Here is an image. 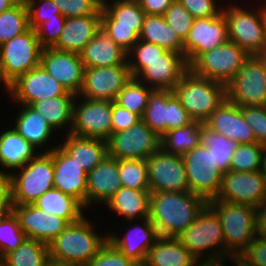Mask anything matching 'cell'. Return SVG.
<instances>
[{"label":"cell","instance_id":"obj_1","mask_svg":"<svg viewBox=\"0 0 266 266\" xmlns=\"http://www.w3.org/2000/svg\"><path fill=\"white\" fill-rule=\"evenodd\" d=\"M207 204L191 191L153 192L150 193L149 219L159 237L178 238Z\"/></svg>","mask_w":266,"mask_h":266},{"label":"cell","instance_id":"obj_2","mask_svg":"<svg viewBox=\"0 0 266 266\" xmlns=\"http://www.w3.org/2000/svg\"><path fill=\"white\" fill-rule=\"evenodd\" d=\"M91 222L83 216L71 223L48 246L49 258L59 261L88 266L99 250L107 243L108 235L100 236Z\"/></svg>","mask_w":266,"mask_h":266},{"label":"cell","instance_id":"obj_3","mask_svg":"<svg viewBox=\"0 0 266 266\" xmlns=\"http://www.w3.org/2000/svg\"><path fill=\"white\" fill-rule=\"evenodd\" d=\"M208 205L218 215L225 239V260L234 262L256 237V210L248 205L212 199Z\"/></svg>","mask_w":266,"mask_h":266},{"label":"cell","instance_id":"obj_4","mask_svg":"<svg viewBox=\"0 0 266 266\" xmlns=\"http://www.w3.org/2000/svg\"><path fill=\"white\" fill-rule=\"evenodd\" d=\"M20 172L8 173L11 205H28L46 191L54 188L53 147L18 168Z\"/></svg>","mask_w":266,"mask_h":266},{"label":"cell","instance_id":"obj_5","mask_svg":"<svg viewBox=\"0 0 266 266\" xmlns=\"http://www.w3.org/2000/svg\"><path fill=\"white\" fill-rule=\"evenodd\" d=\"M173 93L194 121L204 123L226 99V85L197 76L189 69Z\"/></svg>","mask_w":266,"mask_h":266},{"label":"cell","instance_id":"obj_6","mask_svg":"<svg viewBox=\"0 0 266 266\" xmlns=\"http://www.w3.org/2000/svg\"><path fill=\"white\" fill-rule=\"evenodd\" d=\"M197 259L203 257L205 250H212L203 260H225V239L220 219L216 212L207 204L198 214L195 222L191 224L177 238ZM220 246V247H219ZM220 250V251H219Z\"/></svg>","mask_w":266,"mask_h":266},{"label":"cell","instance_id":"obj_7","mask_svg":"<svg viewBox=\"0 0 266 266\" xmlns=\"http://www.w3.org/2000/svg\"><path fill=\"white\" fill-rule=\"evenodd\" d=\"M43 47L36 30L29 29L0 46L4 81L10 85L18 77L40 65Z\"/></svg>","mask_w":266,"mask_h":266},{"label":"cell","instance_id":"obj_8","mask_svg":"<svg viewBox=\"0 0 266 266\" xmlns=\"http://www.w3.org/2000/svg\"><path fill=\"white\" fill-rule=\"evenodd\" d=\"M127 62L132 77L144 84L147 83V86L153 90L173 91L182 76L189 70L184 55L170 50L154 61L128 60Z\"/></svg>","mask_w":266,"mask_h":266},{"label":"cell","instance_id":"obj_9","mask_svg":"<svg viewBox=\"0 0 266 266\" xmlns=\"http://www.w3.org/2000/svg\"><path fill=\"white\" fill-rule=\"evenodd\" d=\"M241 47L231 41L202 53L189 69L197 76L227 85L249 57Z\"/></svg>","mask_w":266,"mask_h":266},{"label":"cell","instance_id":"obj_10","mask_svg":"<svg viewBox=\"0 0 266 266\" xmlns=\"http://www.w3.org/2000/svg\"><path fill=\"white\" fill-rule=\"evenodd\" d=\"M226 99L242 106H266V73L257 55H250L226 85Z\"/></svg>","mask_w":266,"mask_h":266},{"label":"cell","instance_id":"obj_11","mask_svg":"<svg viewBox=\"0 0 266 266\" xmlns=\"http://www.w3.org/2000/svg\"><path fill=\"white\" fill-rule=\"evenodd\" d=\"M182 157L190 191L207 202L215 199L220 191L223 172L214 162L211 152L201 142Z\"/></svg>","mask_w":266,"mask_h":266},{"label":"cell","instance_id":"obj_12","mask_svg":"<svg viewBox=\"0 0 266 266\" xmlns=\"http://www.w3.org/2000/svg\"><path fill=\"white\" fill-rule=\"evenodd\" d=\"M141 119L160 137L169 130L185 127L194 121L170 90H153Z\"/></svg>","mask_w":266,"mask_h":266},{"label":"cell","instance_id":"obj_13","mask_svg":"<svg viewBox=\"0 0 266 266\" xmlns=\"http://www.w3.org/2000/svg\"><path fill=\"white\" fill-rule=\"evenodd\" d=\"M228 6V9H222L227 22L228 40L248 55H258L266 49V34L258 11H248L234 4Z\"/></svg>","mask_w":266,"mask_h":266},{"label":"cell","instance_id":"obj_14","mask_svg":"<svg viewBox=\"0 0 266 266\" xmlns=\"http://www.w3.org/2000/svg\"><path fill=\"white\" fill-rule=\"evenodd\" d=\"M146 163L151 193L190 191L182 155L168 153L160 147Z\"/></svg>","mask_w":266,"mask_h":266},{"label":"cell","instance_id":"obj_15","mask_svg":"<svg viewBox=\"0 0 266 266\" xmlns=\"http://www.w3.org/2000/svg\"><path fill=\"white\" fill-rule=\"evenodd\" d=\"M160 139L141 120L126 130L110 135L107 140L108 155L118 160H146L161 147Z\"/></svg>","mask_w":266,"mask_h":266},{"label":"cell","instance_id":"obj_16","mask_svg":"<svg viewBox=\"0 0 266 266\" xmlns=\"http://www.w3.org/2000/svg\"><path fill=\"white\" fill-rule=\"evenodd\" d=\"M76 99L70 134L107 141L112 134V101L83 98L78 104Z\"/></svg>","mask_w":266,"mask_h":266},{"label":"cell","instance_id":"obj_17","mask_svg":"<svg viewBox=\"0 0 266 266\" xmlns=\"http://www.w3.org/2000/svg\"><path fill=\"white\" fill-rule=\"evenodd\" d=\"M131 78L128 62L116 66L85 68L83 85L77 98L81 96L86 99L113 102Z\"/></svg>","mask_w":266,"mask_h":266},{"label":"cell","instance_id":"obj_18","mask_svg":"<svg viewBox=\"0 0 266 266\" xmlns=\"http://www.w3.org/2000/svg\"><path fill=\"white\" fill-rule=\"evenodd\" d=\"M215 199L255 208L266 199V178L261 171L223 172L220 191Z\"/></svg>","mask_w":266,"mask_h":266},{"label":"cell","instance_id":"obj_19","mask_svg":"<svg viewBox=\"0 0 266 266\" xmlns=\"http://www.w3.org/2000/svg\"><path fill=\"white\" fill-rule=\"evenodd\" d=\"M20 105H31L36 101L49 99L61 95H74L41 65L18 77L9 85L7 90Z\"/></svg>","mask_w":266,"mask_h":266},{"label":"cell","instance_id":"obj_20","mask_svg":"<svg viewBox=\"0 0 266 266\" xmlns=\"http://www.w3.org/2000/svg\"><path fill=\"white\" fill-rule=\"evenodd\" d=\"M227 41V22L223 13L216 17L194 19L188 36L183 42V55L188 66L202 53Z\"/></svg>","mask_w":266,"mask_h":266},{"label":"cell","instance_id":"obj_21","mask_svg":"<svg viewBox=\"0 0 266 266\" xmlns=\"http://www.w3.org/2000/svg\"><path fill=\"white\" fill-rule=\"evenodd\" d=\"M40 65L54 77L67 92L78 96L84 77V64L78 53L43 48Z\"/></svg>","mask_w":266,"mask_h":266},{"label":"cell","instance_id":"obj_22","mask_svg":"<svg viewBox=\"0 0 266 266\" xmlns=\"http://www.w3.org/2000/svg\"><path fill=\"white\" fill-rule=\"evenodd\" d=\"M21 230L27 238L38 240L49 245L69 223L54 214L45 213L33 204L12 205Z\"/></svg>","mask_w":266,"mask_h":266},{"label":"cell","instance_id":"obj_23","mask_svg":"<svg viewBox=\"0 0 266 266\" xmlns=\"http://www.w3.org/2000/svg\"><path fill=\"white\" fill-rule=\"evenodd\" d=\"M203 125L237 144L256 143L253 129L246 122L241 107L227 99L204 121Z\"/></svg>","mask_w":266,"mask_h":266},{"label":"cell","instance_id":"obj_24","mask_svg":"<svg viewBox=\"0 0 266 266\" xmlns=\"http://www.w3.org/2000/svg\"><path fill=\"white\" fill-rule=\"evenodd\" d=\"M54 188L78 200L86 209L87 173L59 145L53 148Z\"/></svg>","mask_w":266,"mask_h":266},{"label":"cell","instance_id":"obj_25","mask_svg":"<svg viewBox=\"0 0 266 266\" xmlns=\"http://www.w3.org/2000/svg\"><path fill=\"white\" fill-rule=\"evenodd\" d=\"M119 160L106 157L87 173L86 208L94 202L104 204L121 188Z\"/></svg>","mask_w":266,"mask_h":266},{"label":"cell","instance_id":"obj_26","mask_svg":"<svg viewBox=\"0 0 266 266\" xmlns=\"http://www.w3.org/2000/svg\"><path fill=\"white\" fill-rule=\"evenodd\" d=\"M144 221V222H143ZM142 225L135 224L123 237L108 234V241L126 257L138 263H144L149 248L159 238L156 227L149 218L142 220Z\"/></svg>","mask_w":266,"mask_h":266},{"label":"cell","instance_id":"obj_27","mask_svg":"<svg viewBox=\"0 0 266 266\" xmlns=\"http://www.w3.org/2000/svg\"><path fill=\"white\" fill-rule=\"evenodd\" d=\"M101 28V15L66 18L63 31L53 48L80 54Z\"/></svg>","mask_w":266,"mask_h":266},{"label":"cell","instance_id":"obj_28","mask_svg":"<svg viewBox=\"0 0 266 266\" xmlns=\"http://www.w3.org/2000/svg\"><path fill=\"white\" fill-rule=\"evenodd\" d=\"M85 68L116 66L127 63L128 55L100 28L80 53Z\"/></svg>","mask_w":266,"mask_h":266},{"label":"cell","instance_id":"obj_29","mask_svg":"<svg viewBox=\"0 0 266 266\" xmlns=\"http://www.w3.org/2000/svg\"><path fill=\"white\" fill-rule=\"evenodd\" d=\"M64 143L59 145L86 172H90L108 155L107 141L79 137L67 133Z\"/></svg>","mask_w":266,"mask_h":266},{"label":"cell","instance_id":"obj_30","mask_svg":"<svg viewBox=\"0 0 266 266\" xmlns=\"http://www.w3.org/2000/svg\"><path fill=\"white\" fill-rule=\"evenodd\" d=\"M112 4V5H111ZM145 11L137 1L103 0L101 27L132 28L138 35L142 30Z\"/></svg>","mask_w":266,"mask_h":266},{"label":"cell","instance_id":"obj_31","mask_svg":"<svg viewBox=\"0 0 266 266\" xmlns=\"http://www.w3.org/2000/svg\"><path fill=\"white\" fill-rule=\"evenodd\" d=\"M197 261L177 238L159 237L149 248L144 263L148 266H193Z\"/></svg>","mask_w":266,"mask_h":266},{"label":"cell","instance_id":"obj_32","mask_svg":"<svg viewBox=\"0 0 266 266\" xmlns=\"http://www.w3.org/2000/svg\"><path fill=\"white\" fill-rule=\"evenodd\" d=\"M36 149L12 127L0 134V165L9 170L21 168L38 155Z\"/></svg>","mask_w":266,"mask_h":266},{"label":"cell","instance_id":"obj_33","mask_svg":"<svg viewBox=\"0 0 266 266\" xmlns=\"http://www.w3.org/2000/svg\"><path fill=\"white\" fill-rule=\"evenodd\" d=\"M150 191L121 187L105 204L121 217L131 221L149 218ZM143 218V219H142Z\"/></svg>","mask_w":266,"mask_h":266},{"label":"cell","instance_id":"obj_34","mask_svg":"<svg viewBox=\"0 0 266 266\" xmlns=\"http://www.w3.org/2000/svg\"><path fill=\"white\" fill-rule=\"evenodd\" d=\"M139 40L183 54V41L170 28L164 16L145 13Z\"/></svg>","mask_w":266,"mask_h":266},{"label":"cell","instance_id":"obj_35","mask_svg":"<svg viewBox=\"0 0 266 266\" xmlns=\"http://www.w3.org/2000/svg\"><path fill=\"white\" fill-rule=\"evenodd\" d=\"M33 205L45 213L65 219L69 224L77 222L84 216L82 211L85 207L74 197L64 194L56 188L46 191Z\"/></svg>","mask_w":266,"mask_h":266},{"label":"cell","instance_id":"obj_36","mask_svg":"<svg viewBox=\"0 0 266 266\" xmlns=\"http://www.w3.org/2000/svg\"><path fill=\"white\" fill-rule=\"evenodd\" d=\"M13 128L35 148H41L48 142L53 128L47 123L45 117L29 105H24L14 120Z\"/></svg>","mask_w":266,"mask_h":266},{"label":"cell","instance_id":"obj_37","mask_svg":"<svg viewBox=\"0 0 266 266\" xmlns=\"http://www.w3.org/2000/svg\"><path fill=\"white\" fill-rule=\"evenodd\" d=\"M76 95H61L36 101L30 107L43 115L47 123L54 129H63L70 125V133L72 126L73 105ZM67 124V125H66Z\"/></svg>","mask_w":266,"mask_h":266},{"label":"cell","instance_id":"obj_38","mask_svg":"<svg viewBox=\"0 0 266 266\" xmlns=\"http://www.w3.org/2000/svg\"><path fill=\"white\" fill-rule=\"evenodd\" d=\"M203 122L167 131L160 139L161 148L171 154L184 155L202 142Z\"/></svg>","mask_w":266,"mask_h":266},{"label":"cell","instance_id":"obj_39","mask_svg":"<svg viewBox=\"0 0 266 266\" xmlns=\"http://www.w3.org/2000/svg\"><path fill=\"white\" fill-rule=\"evenodd\" d=\"M49 246L35 239L26 240L1 259V266H46Z\"/></svg>","mask_w":266,"mask_h":266},{"label":"cell","instance_id":"obj_40","mask_svg":"<svg viewBox=\"0 0 266 266\" xmlns=\"http://www.w3.org/2000/svg\"><path fill=\"white\" fill-rule=\"evenodd\" d=\"M30 29L24 0L0 13V46Z\"/></svg>","mask_w":266,"mask_h":266},{"label":"cell","instance_id":"obj_41","mask_svg":"<svg viewBox=\"0 0 266 266\" xmlns=\"http://www.w3.org/2000/svg\"><path fill=\"white\" fill-rule=\"evenodd\" d=\"M201 140L208 151L211 152L212 158L220 170L222 172L228 171L237 143L232 139H227L225 136L207 129L204 125L202 127Z\"/></svg>","mask_w":266,"mask_h":266},{"label":"cell","instance_id":"obj_42","mask_svg":"<svg viewBox=\"0 0 266 266\" xmlns=\"http://www.w3.org/2000/svg\"><path fill=\"white\" fill-rule=\"evenodd\" d=\"M153 89L132 77L125 87L118 93L115 102L141 118L148 104V98Z\"/></svg>","mask_w":266,"mask_h":266},{"label":"cell","instance_id":"obj_43","mask_svg":"<svg viewBox=\"0 0 266 266\" xmlns=\"http://www.w3.org/2000/svg\"><path fill=\"white\" fill-rule=\"evenodd\" d=\"M265 149V146L258 143L237 144L229 170L236 172L261 171L262 156Z\"/></svg>","mask_w":266,"mask_h":266},{"label":"cell","instance_id":"obj_44","mask_svg":"<svg viewBox=\"0 0 266 266\" xmlns=\"http://www.w3.org/2000/svg\"><path fill=\"white\" fill-rule=\"evenodd\" d=\"M119 176L122 187L150 191L146 160H119Z\"/></svg>","mask_w":266,"mask_h":266},{"label":"cell","instance_id":"obj_45","mask_svg":"<svg viewBox=\"0 0 266 266\" xmlns=\"http://www.w3.org/2000/svg\"><path fill=\"white\" fill-rule=\"evenodd\" d=\"M26 238L13 211L0 219V259L20 246Z\"/></svg>","mask_w":266,"mask_h":266},{"label":"cell","instance_id":"obj_46","mask_svg":"<svg viewBox=\"0 0 266 266\" xmlns=\"http://www.w3.org/2000/svg\"><path fill=\"white\" fill-rule=\"evenodd\" d=\"M163 16L170 28L184 42L194 21L190 12L178 0H174Z\"/></svg>","mask_w":266,"mask_h":266},{"label":"cell","instance_id":"obj_47","mask_svg":"<svg viewBox=\"0 0 266 266\" xmlns=\"http://www.w3.org/2000/svg\"><path fill=\"white\" fill-rule=\"evenodd\" d=\"M65 18L101 15L103 0H53Z\"/></svg>","mask_w":266,"mask_h":266},{"label":"cell","instance_id":"obj_48","mask_svg":"<svg viewBox=\"0 0 266 266\" xmlns=\"http://www.w3.org/2000/svg\"><path fill=\"white\" fill-rule=\"evenodd\" d=\"M37 1V2H36ZM29 19V27L36 29L40 24L51 18H65L61 15L58 6L53 0H24Z\"/></svg>","mask_w":266,"mask_h":266},{"label":"cell","instance_id":"obj_49","mask_svg":"<svg viewBox=\"0 0 266 266\" xmlns=\"http://www.w3.org/2000/svg\"><path fill=\"white\" fill-rule=\"evenodd\" d=\"M234 263L237 266H266V236L257 234Z\"/></svg>","mask_w":266,"mask_h":266},{"label":"cell","instance_id":"obj_50","mask_svg":"<svg viewBox=\"0 0 266 266\" xmlns=\"http://www.w3.org/2000/svg\"><path fill=\"white\" fill-rule=\"evenodd\" d=\"M242 114L253 129L256 143L266 147V106H242Z\"/></svg>","mask_w":266,"mask_h":266},{"label":"cell","instance_id":"obj_51","mask_svg":"<svg viewBox=\"0 0 266 266\" xmlns=\"http://www.w3.org/2000/svg\"><path fill=\"white\" fill-rule=\"evenodd\" d=\"M88 266H139V263L126 257L107 241Z\"/></svg>","mask_w":266,"mask_h":266},{"label":"cell","instance_id":"obj_52","mask_svg":"<svg viewBox=\"0 0 266 266\" xmlns=\"http://www.w3.org/2000/svg\"><path fill=\"white\" fill-rule=\"evenodd\" d=\"M66 18H51L40 24L35 30L43 48L53 47L64 28Z\"/></svg>","mask_w":266,"mask_h":266},{"label":"cell","instance_id":"obj_53","mask_svg":"<svg viewBox=\"0 0 266 266\" xmlns=\"http://www.w3.org/2000/svg\"><path fill=\"white\" fill-rule=\"evenodd\" d=\"M194 19L216 17L222 13L215 0H178Z\"/></svg>","mask_w":266,"mask_h":266},{"label":"cell","instance_id":"obj_54","mask_svg":"<svg viewBox=\"0 0 266 266\" xmlns=\"http://www.w3.org/2000/svg\"><path fill=\"white\" fill-rule=\"evenodd\" d=\"M138 114L121 107L115 101L112 102L111 125L112 134L126 130L141 121Z\"/></svg>","mask_w":266,"mask_h":266},{"label":"cell","instance_id":"obj_55","mask_svg":"<svg viewBox=\"0 0 266 266\" xmlns=\"http://www.w3.org/2000/svg\"><path fill=\"white\" fill-rule=\"evenodd\" d=\"M167 50L159 45L138 40V42L127 53L128 60L132 61H154L164 54ZM130 55V56H129ZM135 55V56H133ZM132 56V58H131Z\"/></svg>","mask_w":266,"mask_h":266},{"label":"cell","instance_id":"obj_56","mask_svg":"<svg viewBox=\"0 0 266 266\" xmlns=\"http://www.w3.org/2000/svg\"><path fill=\"white\" fill-rule=\"evenodd\" d=\"M109 37L127 53L138 42L139 35L132 28L101 27Z\"/></svg>","mask_w":266,"mask_h":266},{"label":"cell","instance_id":"obj_57","mask_svg":"<svg viewBox=\"0 0 266 266\" xmlns=\"http://www.w3.org/2000/svg\"><path fill=\"white\" fill-rule=\"evenodd\" d=\"M12 211L8 173L0 171V219Z\"/></svg>","mask_w":266,"mask_h":266},{"label":"cell","instance_id":"obj_58","mask_svg":"<svg viewBox=\"0 0 266 266\" xmlns=\"http://www.w3.org/2000/svg\"><path fill=\"white\" fill-rule=\"evenodd\" d=\"M174 0H139L145 13L163 16Z\"/></svg>","mask_w":266,"mask_h":266},{"label":"cell","instance_id":"obj_59","mask_svg":"<svg viewBox=\"0 0 266 266\" xmlns=\"http://www.w3.org/2000/svg\"><path fill=\"white\" fill-rule=\"evenodd\" d=\"M257 234L266 236V199L255 207Z\"/></svg>","mask_w":266,"mask_h":266},{"label":"cell","instance_id":"obj_60","mask_svg":"<svg viewBox=\"0 0 266 266\" xmlns=\"http://www.w3.org/2000/svg\"><path fill=\"white\" fill-rule=\"evenodd\" d=\"M223 261L225 260H198L193 266H223Z\"/></svg>","mask_w":266,"mask_h":266},{"label":"cell","instance_id":"obj_61","mask_svg":"<svg viewBox=\"0 0 266 266\" xmlns=\"http://www.w3.org/2000/svg\"><path fill=\"white\" fill-rule=\"evenodd\" d=\"M20 0H0V13L15 6Z\"/></svg>","mask_w":266,"mask_h":266},{"label":"cell","instance_id":"obj_62","mask_svg":"<svg viewBox=\"0 0 266 266\" xmlns=\"http://www.w3.org/2000/svg\"><path fill=\"white\" fill-rule=\"evenodd\" d=\"M46 266H79V265L67 263V262H59V261L49 258L47 260Z\"/></svg>","mask_w":266,"mask_h":266},{"label":"cell","instance_id":"obj_63","mask_svg":"<svg viewBox=\"0 0 266 266\" xmlns=\"http://www.w3.org/2000/svg\"><path fill=\"white\" fill-rule=\"evenodd\" d=\"M258 13H259L261 23L263 24L265 34H266V6L263 8L261 7L260 10H258Z\"/></svg>","mask_w":266,"mask_h":266},{"label":"cell","instance_id":"obj_64","mask_svg":"<svg viewBox=\"0 0 266 266\" xmlns=\"http://www.w3.org/2000/svg\"><path fill=\"white\" fill-rule=\"evenodd\" d=\"M261 172L263 174V176L266 178V149L263 152V156H262V169Z\"/></svg>","mask_w":266,"mask_h":266},{"label":"cell","instance_id":"obj_65","mask_svg":"<svg viewBox=\"0 0 266 266\" xmlns=\"http://www.w3.org/2000/svg\"><path fill=\"white\" fill-rule=\"evenodd\" d=\"M257 56L262 61L264 69H265V73H266V49H264L262 52H260Z\"/></svg>","mask_w":266,"mask_h":266},{"label":"cell","instance_id":"obj_66","mask_svg":"<svg viewBox=\"0 0 266 266\" xmlns=\"http://www.w3.org/2000/svg\"><path fill=\"white\" fill-rule=\"evenodd\" d=\"M0 81L3 82V84H4L5 87H6V90H8L9 85L4 81L3 72H2V68H1V60H0Z\"/></svg>","mask_w":266,"mask_h":266},{"label":"cell","instance_id":"obj_67","mask_svg":"<svg viewBox=\"0 0 266 266\" xmlns=\"http://www.w3.org/2000/svg\"><path fill=\"white\" fill-rule=\"evenodd\" d=\"M139 266H148V265L145 263H139Z\"/></svg>","mask_w":266,"mask_h":266},{"label":"cell","instance_id":"obj_68","mask_svg":"<svg viewBox=\"0 0 266 266\" xmlns=\"http://www.w3.org/2000/svg\"><path fill=\"white\" fill-rule=\"evenodd\" d=\"M122 1H137L138 2L139 0H122Z\"/></svg>","mask_w":266,"mask_h":266}]
</instances>
